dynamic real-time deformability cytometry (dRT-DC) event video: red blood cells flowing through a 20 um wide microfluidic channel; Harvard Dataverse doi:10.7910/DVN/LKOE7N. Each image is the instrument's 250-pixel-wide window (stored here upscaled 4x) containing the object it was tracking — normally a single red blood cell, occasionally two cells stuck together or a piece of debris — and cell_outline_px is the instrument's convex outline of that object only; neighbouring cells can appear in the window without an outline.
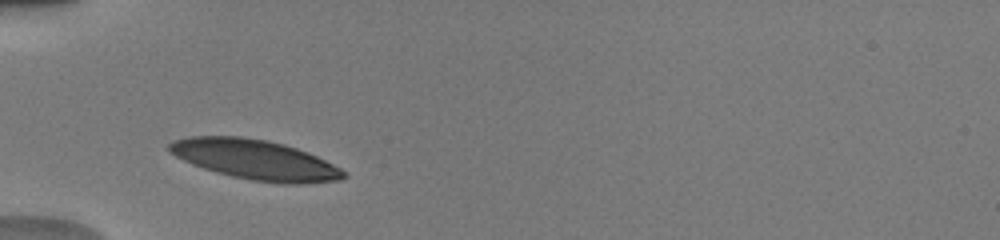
{"species": "human", "species_latin": "Homo sapiens", "temperature_condition": "warm", "stored_images_in_passage": 34, "camera_frame_rate_fps": 3000, "um_per_image_px": 0.085, "donor": {"sex": "male"}, "frame": {"image": 1, "passage_image": 5, "time_ms": 1.333, "image_size_px": [1000, 240], "cell_outline_px": [[348, 176], [340, 180], [300, 184], [292, 184], [252, 180], [232, 176], [204, 168], [192, 164], [176, 156], [168, 148], [168, 144], [176, 140], [188, 136], [240, 136], [268, 140], [284, 144], [308, 152], [348, 172]], "centroid_in_image_um": [21.73, 13.57], "position_along_channel_um": 63.3, "area_um2": 40.23}}
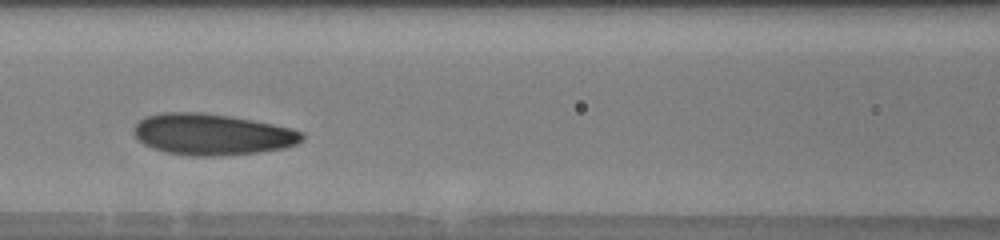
{"frame": {"image": 2, "passage_image": 12, "time_ms": 3.667, "image_size_px": [1000, 240], "cell_outline_px": [[304, 140], [296, 144], [284, 148], [256, 152], [216, 156], [192, 156], [164, 152], [152, 148], [144, 144], [132, 132], [132, 128], [144, 116], [164, 112], [200, 112], [228, 116], [252, 120], [272, 124], [304, 132]], "centroid_in_image_um": [17.99, 11.42], "position_along_channel_um": 148.6, "area_um2": 40.4}}
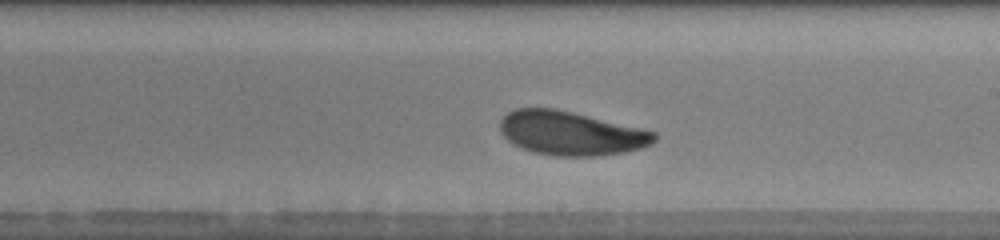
{"frame": {"image": 3, "passage_image": 19, "time_ms": 6.0, "image_size_px": [1000, 240], "cell_outline_px": [[656, 140], [652, 144], [640, 148], [624, 152], [596, 156], [552, 156], [532, 152], [520, 148], [512, 144], [500, 132], [500, 120], [508, 112], [516, 108], [556, 108], [644, 128], [656, 132]], "centroid_in_image_um": [48.53, 11.32], "position_along_channel_um": 240.5, "area_um2": 39.94}, "authors_computed_cell_mechanics": {"area_um2": 39.593, "velocity_mm_per_s": 3.9492, "shape_relaxation_time_tau1_ms": 3.8083, "shape_relaxation_time_tau2_ms": null, "deformation_change_tau1": 0.1358, "deformation_change_tau2": null}}